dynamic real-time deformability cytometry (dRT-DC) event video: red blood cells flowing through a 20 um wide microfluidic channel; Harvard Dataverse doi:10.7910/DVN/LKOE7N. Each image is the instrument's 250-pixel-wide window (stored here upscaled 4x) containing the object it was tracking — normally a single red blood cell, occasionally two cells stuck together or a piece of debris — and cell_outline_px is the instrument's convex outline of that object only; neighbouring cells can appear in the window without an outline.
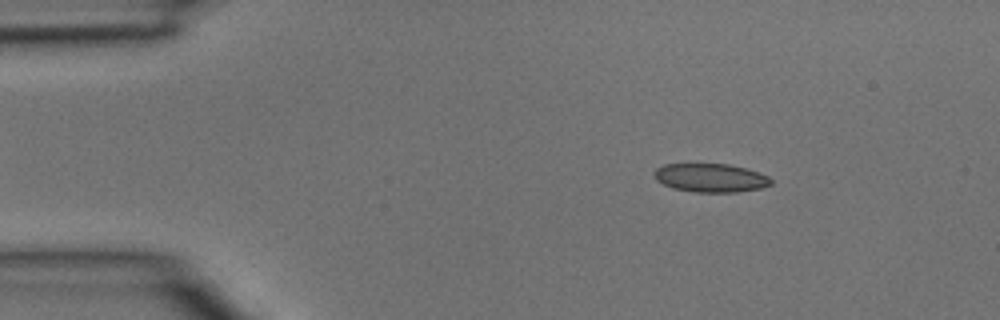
{"species": "common noctule bat (a hibernating species)", "species_latin": "Nyctalus noctula", "temperature_condition": "room temperature", "stored_images_in_passage": 3, "camera_frame_rate_fps": 3000, "um_per_image_px": 0.085, "animal": {"sex": "male", "body_mass_g": 15.6}, "frame": {"image": 1, "passage_image": 1, "time_ms": 0.0, "image_size_px": [1000, 320], "cell_outline_px": [[772, 184], [760, 188], [736, 192], [692, 192], [672, 188], [656, 180], [652, 172], [656, 168], [664, 164], [728, 164], [748, 168], [760, 172], [768, 176], [772, 180]], "centroid_in_image_um": [60.4, 15.11], "position_along_channel_um": 24.6, "area_um2": 19.65}}
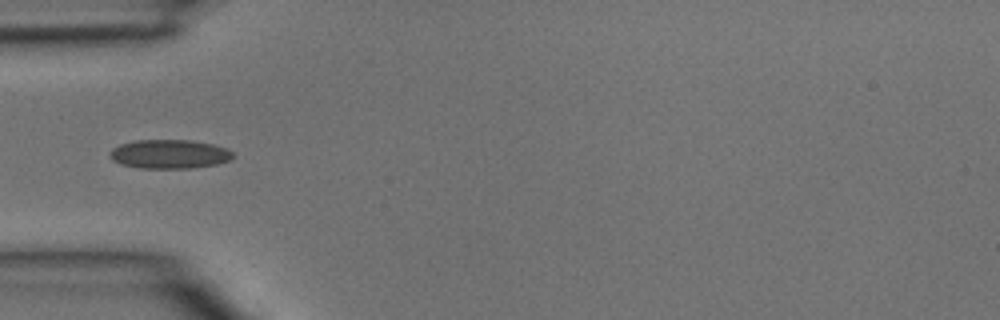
{"frame": {"image": 2, "passage_image": 3, "time_ms": 0.667, "image_size_px": [1000, 320], "cell_outline_px": [[236, 156], [228, 160], [216, 164], [188, 168], [140, 168], [120, 164], [112, 160], [108, 152], [112, 148], [120, 144], [136, 140], [192, 140], [212, 144], [228, 148]], "centroid_in_image_um": [14.38, 13.09], "position_along_channel_um": 70.6, "area_um2": 20.87}}